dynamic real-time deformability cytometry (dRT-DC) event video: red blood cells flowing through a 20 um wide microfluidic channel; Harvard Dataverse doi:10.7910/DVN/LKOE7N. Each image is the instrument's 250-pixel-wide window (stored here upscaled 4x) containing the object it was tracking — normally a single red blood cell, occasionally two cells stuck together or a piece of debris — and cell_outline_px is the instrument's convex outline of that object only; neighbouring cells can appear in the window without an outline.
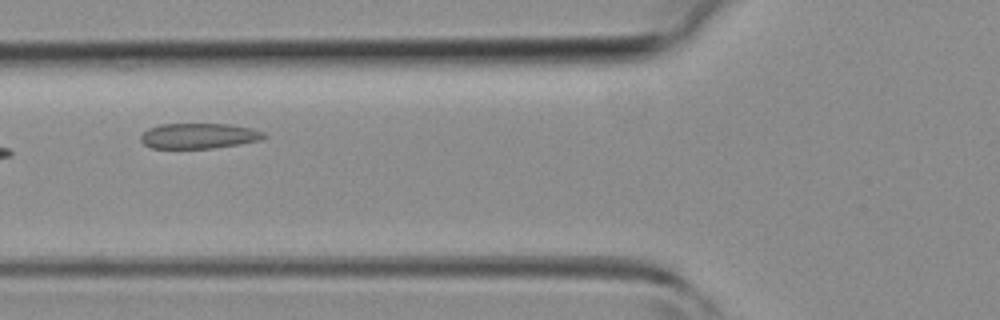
{"species": "common noctule bat (a hibernating species)", "species_latin": "Nyctalus noctula", "temperature_condition": "room temperature", "stored_images_in_passage": 27, "camera_frame_rate_fps": 3000, "um_per_image_px": 0.085, "animal": {"sex": "female", "body_mass_g": 19.3, "forearm_length_mm": 54.1}, "frame": {"image": 1, "passage_image": 3, "time_ms": 0.667, "image_size_px": [1000, 320], "cell_outline_px": [[268, 136], [260, 140], [212, 148], [152, 148], [144, 144], [140, 140], [140, 136], [148, 128], [160, 124], [228, 124], [252, 128], [264, 132]], "centroid_in_image_um": [16.89, 11.54], "position_along_channel_um": 108.9, "area_um2": 18.15}}
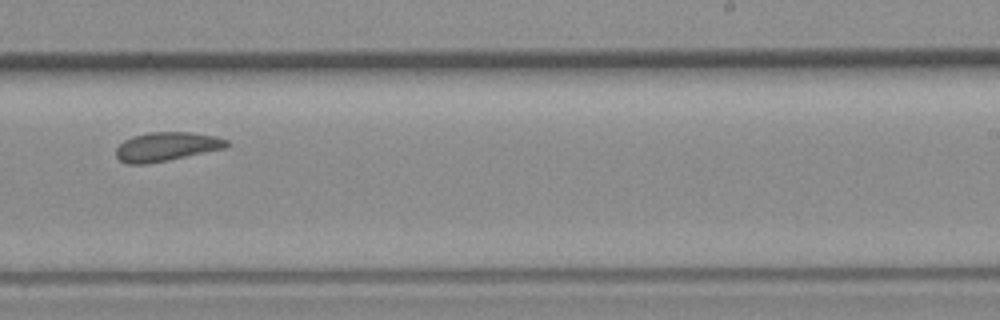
{"frame": {"image": 2, "passage_image": 14, "time_ms": 4.333, "image_size_px": [1000, 320], "cell_outline_px": [[232, 144], [224, 148], [168, 160], [144, 164], [128, 164], [120, 160], [116, 156], [116, 148], [124, 140], [132, 136], [148, 132], [192, 132], [216, 136], [228, 140]], "centroid_in_image_um": [14.16, 12.45], "position_along_channel_um": 274.8, "area_um2": 18.67}}
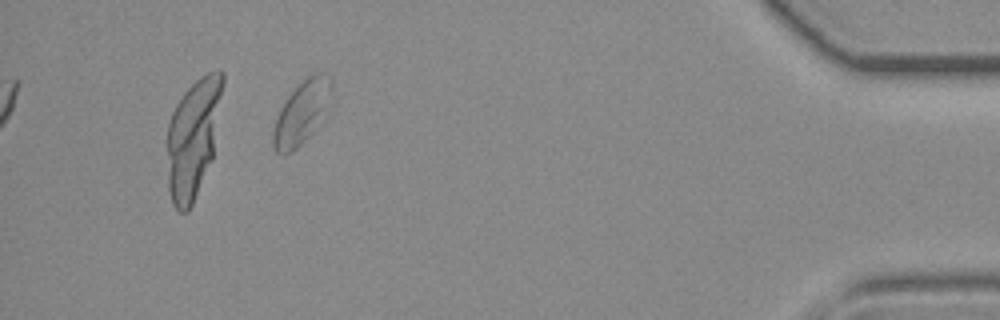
{"frame": {"image": 3, "passage_image": 27, "time_ms": 8.667, "image_size_px": [1000, 320], "cell_outline_px": [[332, 92], [308, 136], [296, 148], [284, 156], [276, 152], [272, 144], [272, 132], [280, 108], [288, 96], [308, 76], [316, 72], [324, 72], [332, 76]], "centroid_in_image_um": [25.58, 9.54], "position_along_channel_um": 409.6, "area_um2": 20.46}}